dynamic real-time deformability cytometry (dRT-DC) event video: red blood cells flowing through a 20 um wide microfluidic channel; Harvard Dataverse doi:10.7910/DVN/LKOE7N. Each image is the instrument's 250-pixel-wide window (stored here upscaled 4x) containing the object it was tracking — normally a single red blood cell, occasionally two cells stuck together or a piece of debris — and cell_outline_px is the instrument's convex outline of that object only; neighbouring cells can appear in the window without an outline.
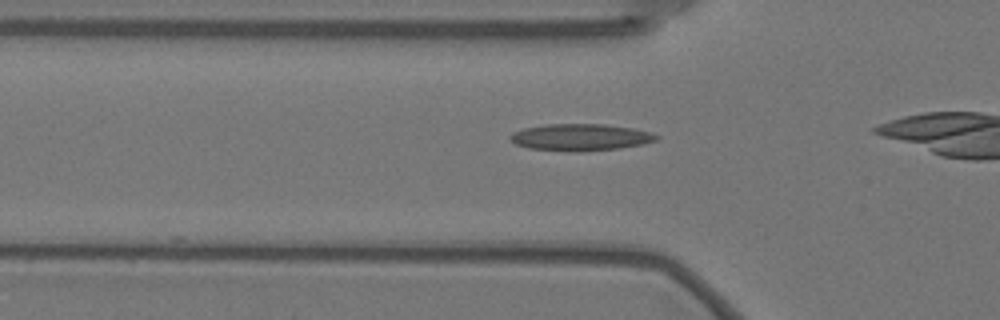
{"species": "Egyptian fruit bat (a non-hibernating species)", "species_latin": "Rousettus aegyptiacus", "temperature_condition": "warm", "stored_images_in_passage": 15, "camera_frame_rate_fps": 3000, "um_per_image_px": 0.085, "animal": {"sex": "female"}, "frame": {"image": 1, "passage_image": 9, "time_ms": 2.667, "image_size_px": [1000, 320], "cell_outline_px": [[660, 136], [656, 140], [640, 144], [620, 148], [580, 152], [572, 152], [528, 148], [516, 144], [508, 136], [512, 132], [524, 128], [544, 124], [604, 124], [632, 128], [652, 132]], "centroid_in_image_um": [49.32, 11.67], "position_along_channel_um": 76.5, "area_um2": 22.95}}
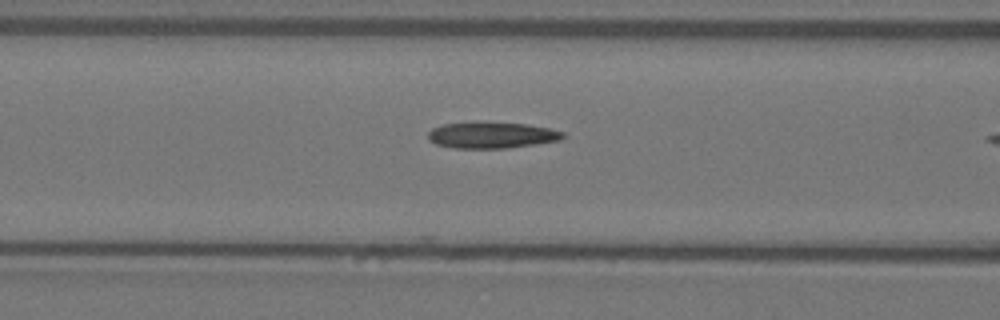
{"frame": {"image": 2, "passage_image": 13, "time_ms": 4.0, "image_size_px": [1000, 320], "cell_outline_px": [[564, 136], [560, 140], [508, 148], [456, 148], [436, 144], [428, 140], [428, 132], [432, 128], [444, 124], [476, 120], [524, 124], [548, 128], [564, 132]], "centroid_in_image_um": [41.74, 11.46], "position_along_channel_um": 124.9, "area_um2": 20.92}}